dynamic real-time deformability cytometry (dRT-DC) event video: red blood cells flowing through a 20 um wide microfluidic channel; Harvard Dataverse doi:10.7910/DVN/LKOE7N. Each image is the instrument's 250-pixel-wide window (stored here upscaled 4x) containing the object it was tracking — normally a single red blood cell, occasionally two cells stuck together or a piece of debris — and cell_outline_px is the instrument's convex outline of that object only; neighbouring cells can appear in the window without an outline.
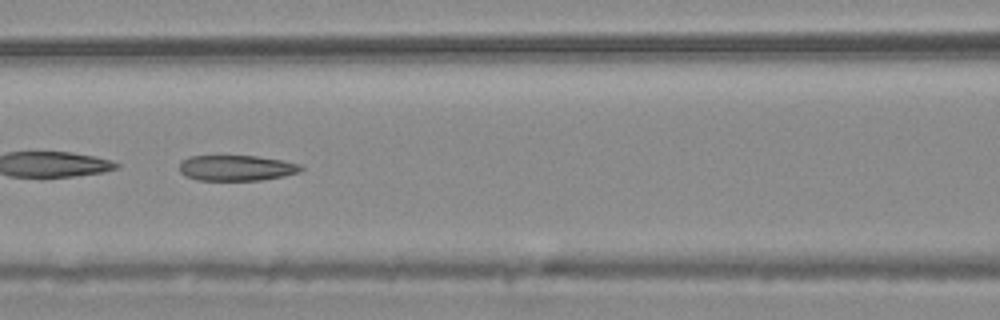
{"species": "common noctule bat (a hibernating species)", "species_latin": "Nyctalus noctula", "temperature_condition": "warm", "stored_images_in_passage": 52, "camera_frame_rate_fps": 3000, "um_per_image_px": 0.085, "animal": {"sex": "male", "body_mass_g": 20.4}, "frame": {"image": 1, "passage_image": 23, "time_ms": 7.333, "image_size_px": [1000, 320], "cell_outline_px": [[304, 168], [300, 172], [284, 176], [260, 180], [196, 180], [184, 176], [180, 172], [180, 160], [188, 156], [256, 156], [280, 160], [300, 164]], "centroid_in_image_um": [20.07, 14.28], "position_along_channel_um": 146.5, "area_um2": 18.21}}
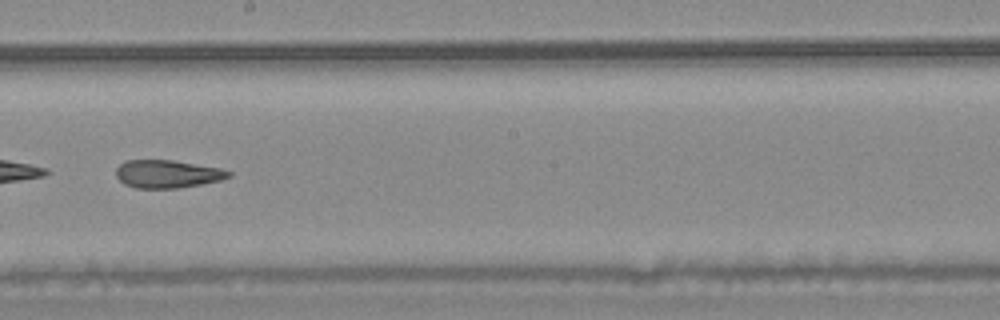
{"frame": {"image": 2, "passage_image": 30, "time_ms": 9.667, "image_size_px": [1000, 320], "cell_outline_px": [[232, 176], [220, 180], [200, 184], [176, 188], [136, 188], [124, 184], [116, 176], [116, 168], [124, 160], [172, 160], [220, 168], [232, 172]], "centroid_in_image_um": [14.21, 14.78], "position_along_channel_um": 234.0, "area_um2": 18.26}, "authors_computed_cell_mechanics": {"area_um2": 21.0681, "velocity_mm_per_s": 3.7634, "shape_relaxation_time_tau1_ms": null, "shape_relaxation_time_tau2_ms": 3.5543, "deformation_change_tau1": null, "deformation_change_tau2": 0.1134}}